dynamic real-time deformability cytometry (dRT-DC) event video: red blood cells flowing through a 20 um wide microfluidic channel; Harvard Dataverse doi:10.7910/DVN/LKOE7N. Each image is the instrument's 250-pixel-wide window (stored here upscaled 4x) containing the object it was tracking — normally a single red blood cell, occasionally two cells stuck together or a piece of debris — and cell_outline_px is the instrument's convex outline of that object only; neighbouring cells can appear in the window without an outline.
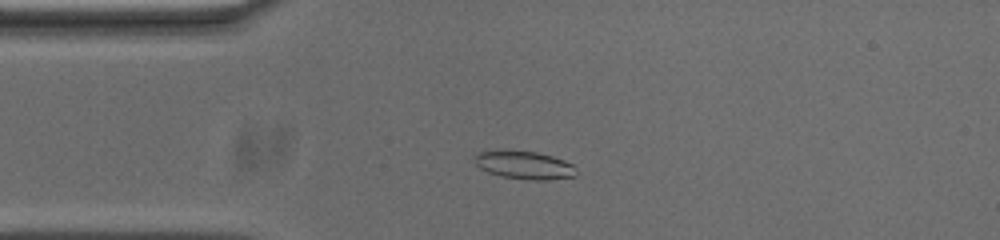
{"species": "common noctule bat (a hibernating species)", "species_latin": "Nyctalus noctula", "temperature_condition": "cold", "stored_images_in_passage": 51, "camera_frame_rate_fps": 3000, "um_per_image_px": 0.085, "animal": {"sex": "male", "body_mass_g": 20.0, "forearm_length_mm": 53.3}, "frame": {"image": 1, "passage_image": 9, "time_ms": 2.667, "image_size_px": [1000, 240], "cell_outline_px": [[576, 176], [544, 180], [536, 180], [500, 176], [488, 172], [480, 168], [476, 164], [472, 156], [480, 152], [504, 148], [536, 152], [552, 156], [564, 160], [572, 164]], "centroid_in_image_um": [44.49, 13.99], "position_along_channel_um": 40.5, "area_um2": 16.82}}
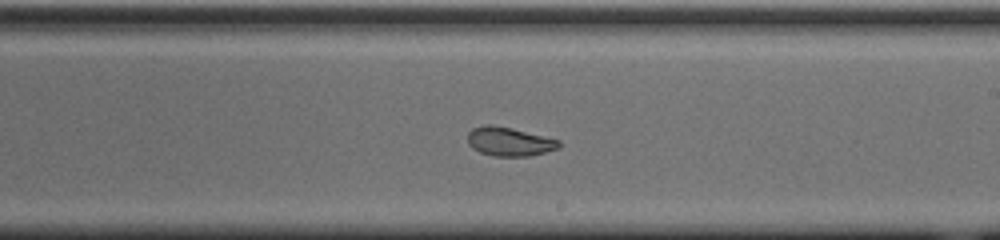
{"frame": {"image": 2, "passage_image": 27, "time_ms": 8.667, "image_size_px": [1000, 240], "cell_outline_px": [[560, 148], [528, 156], [492, 156], [480, 152], [472, 148], [468, 144], [468, 132], [472, 128], [488, 124], [492, 124], [512, 128], [560, 140]], "centroid_in_image_um": [43.27, 12.03], "position_along_channel_um": 245.7, "area_um2": 15.37}}
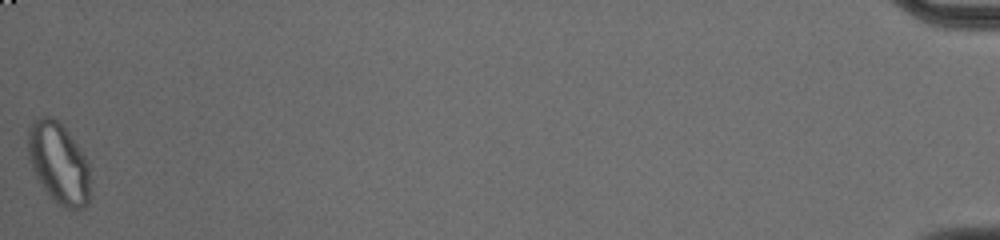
{"frame": {"image": 3, "passage_image": 51, "time_ms": 16.667, "image_size_px": [1000, 240], "cell_outline_px": [[88, 204], [84, 208], [68, 208], [60, 204], [44, 188], [36, 176], [28, 160], [28, 128], [36, 120], [44, 116], [52, 116], [68, 132], [88, 160]], "centroid_in_image_um": [4.97, 13.83], "position_along_channel_um": 430.2, "area_um2": 28.67}, "authors_computed_cell_mechanics": {"area_um2": 16.5886, "velocity_mm_per_s": 3.6861, "shape_relaxation_time_tau1_ms": 7.6177, "shape_relaxation_time_tau2_ms": 2.8742, "deformation_change_tau1": 0.1955, "deformation_change_tau2": 0.0558}}